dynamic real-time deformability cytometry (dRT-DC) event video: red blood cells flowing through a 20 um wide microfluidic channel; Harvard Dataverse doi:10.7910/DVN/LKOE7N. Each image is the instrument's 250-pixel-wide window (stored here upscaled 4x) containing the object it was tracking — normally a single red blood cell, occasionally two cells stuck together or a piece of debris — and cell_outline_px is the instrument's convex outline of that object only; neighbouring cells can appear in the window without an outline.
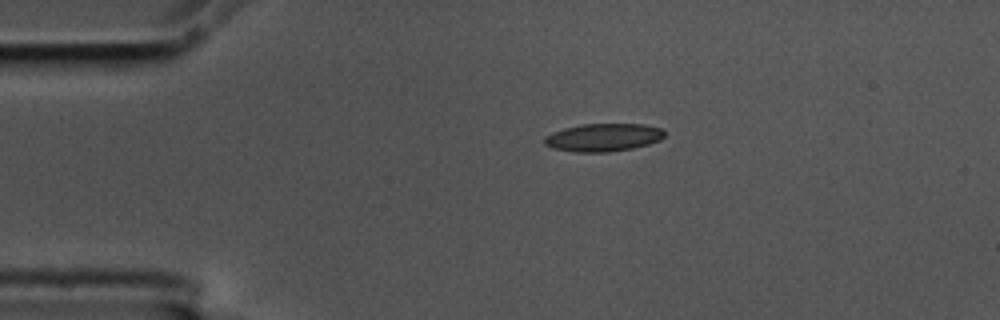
{"species": "common noctule bat (a hibernating species)", "species_latin": "Nyctalus noctula", "temperature_condition": "cold", "stored_images_in_passage": 46, "camera_frame_rate_fps": 3000, "um_per_image_px": 0.085, "animal": {"sex": "male", "body_mass_g": 17.5, "forearm_length_mm": 52.3}, "frame": {"image": 1, "passage_image": 1, "time_ms": 0.0, "image_size_px": [1000, 320], "cell_outline_px": [[664, 136], [660, 140], [648, 144], [632, 148], [608, 152], [576, 152], [552, 148], [544, 144], [544, 136], [552, 132], [564, 128], [584, 124], [644, 124], [660, 128], [664, 132]], "centroid_in_image_um": [51.25, 11.68], "position_along_channel_um": 33.7, "area_um2": 19.48}}
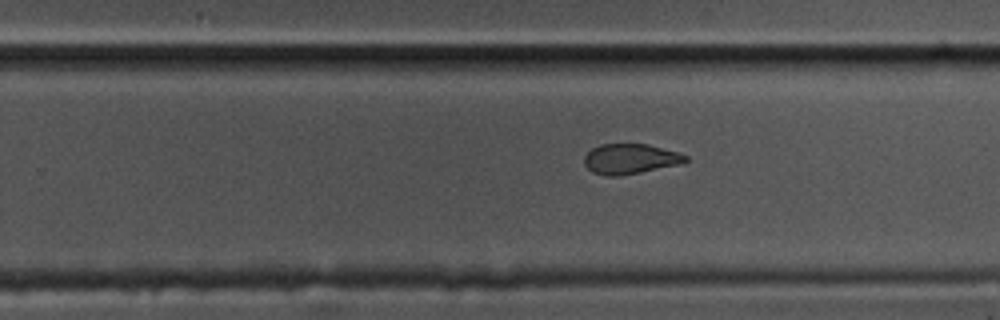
{"frame": {"image": 2, "passage_image": 25, "time_ms": 8.0, "image_size_px": [1000, 320], "cell_outline_px": [[688, 160], [684, 164], [620, 176], [608, 176], [592, 172], [584, 164], [584, 156], [592, 148], [600, 144], [648, 144], [676, 152], [688, 156]], "centroid_in_image_um": [53.58, 13.51], "position_along_channel_um": 276.2, "area_um2": 17.92}}
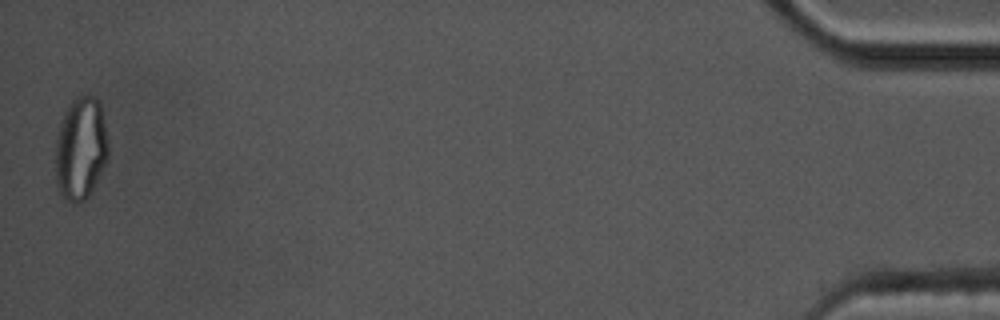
{"frame": {"image": 3, "passage_image": 46, "time_ms": 15.0, "image_size_px": [1000, 320], "cell_outline_px": [[108, 156], [88, 196], [84, 200], [72, 204], [60, 192], [56, 184], [56, 140], [60, 124], [64, 112], [72, 100], [76, 96], [84, 92], [92, 96], [100, 104], [108, 144]], "centroid_in_image_um": [6.84, 12.58], "position_along_channel_um": 428.4, "area_um2": 31.27}, "authors_computed_cell_mechanics": {"area_um2": 19.4208, "velocity_mm_per_s": 3.5151, "shape_relaxation_time_tau1_ms": null, "shape_relaxation_time_tau2_ms": 2.0797, "deformation_change_tau1": null, "deformation_change_tau2": 0.0792}}